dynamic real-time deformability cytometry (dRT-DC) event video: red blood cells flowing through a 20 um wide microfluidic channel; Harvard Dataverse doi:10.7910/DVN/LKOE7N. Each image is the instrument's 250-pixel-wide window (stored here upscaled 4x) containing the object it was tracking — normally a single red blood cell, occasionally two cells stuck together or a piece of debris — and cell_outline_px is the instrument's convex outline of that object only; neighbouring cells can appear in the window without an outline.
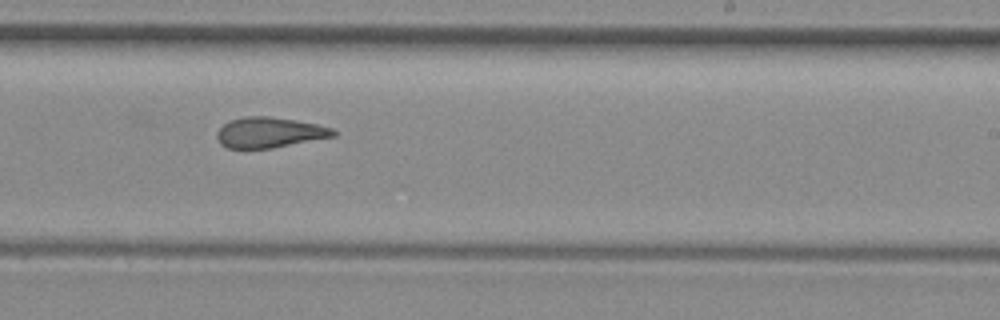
{"species": "common noctule bat (a hibernating species)", "species_latin": "Nyctalus noctula", "temperature_condition": "room temperature", "stored_images_in_passage": 27, "camera_frame_rate_fps": 3000, "um_per_image_px": 0.085, "animal": {"sex": "female", "body_mass_g": 29.2, "forearm_length_mm": 56.3}, "frame": {"image": 1, "passage_image": 16, "time_ms": 5.0, "image_size_px": [1000, 320], "cell_outline_px": [[336, 136], [272, 148], [228, 148], [220, 144], [216, 136], [216, 132], [224, 124], [232, 120], [244, 116], [268, 116], [316, 124], [332, 128], [336, 132]], "centroid_in_image_um": [22.89, 11.27], "position_along_channel_um": 266.1, "area_um2": 20.46}, "authors_computed_cell_mechanics": {"area_um2": 21.3282, "velocity_mm_per_s": 4.0611, "shape_relaxation_time_tau1_ms": null, "shape_relaxation_time_tau2_ms": 2.7538, "deformation_change_tau1": null, "deformation_change_tau2": 0.1045}}